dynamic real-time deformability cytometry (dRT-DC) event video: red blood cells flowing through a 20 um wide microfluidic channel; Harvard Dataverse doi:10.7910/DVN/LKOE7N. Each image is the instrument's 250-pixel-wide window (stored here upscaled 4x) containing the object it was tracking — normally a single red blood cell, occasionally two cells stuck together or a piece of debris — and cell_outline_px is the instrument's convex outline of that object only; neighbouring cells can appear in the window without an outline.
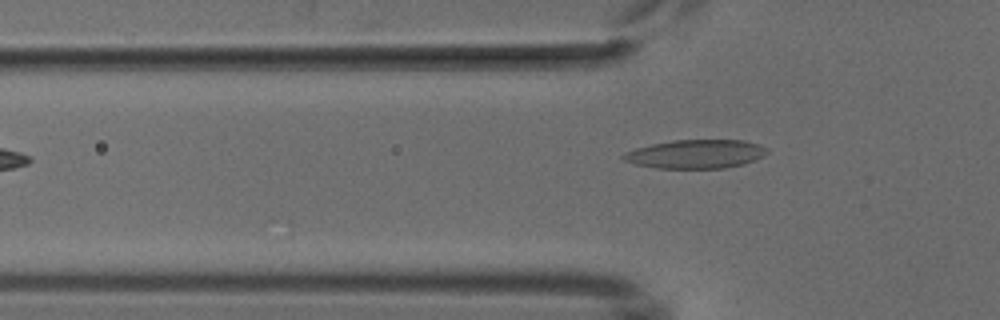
{"species": "common noctule bat (a hibernating species)", "species_latin": "Nyctalus noctula", "temperature_condition": "cold", "stored_images_in_passage": 5, "camera_frame_rate_fps": 3000, "um_per_image_px": 0.085, "animal": {"sex": "male", "body_mass_g": 18.8}, "frame": {"image": 1, "passage_image": 5, "time_ms": 4.667, "image_size_px": [1000, 320], "cell_outline_px": [[768, 152], [764, 156], [744, 164], [724, 168], [656, 168], [636, 164], [624, 160], [620, 156], [624, 152], [636, 148], [652, 144], [672, 140], [744, 140], [760, 144], [768, 148]], "centroid_in_image_um": [59.16, 13.09], "position_along_channel_um": 66.6, "area_um2": 24.16}}